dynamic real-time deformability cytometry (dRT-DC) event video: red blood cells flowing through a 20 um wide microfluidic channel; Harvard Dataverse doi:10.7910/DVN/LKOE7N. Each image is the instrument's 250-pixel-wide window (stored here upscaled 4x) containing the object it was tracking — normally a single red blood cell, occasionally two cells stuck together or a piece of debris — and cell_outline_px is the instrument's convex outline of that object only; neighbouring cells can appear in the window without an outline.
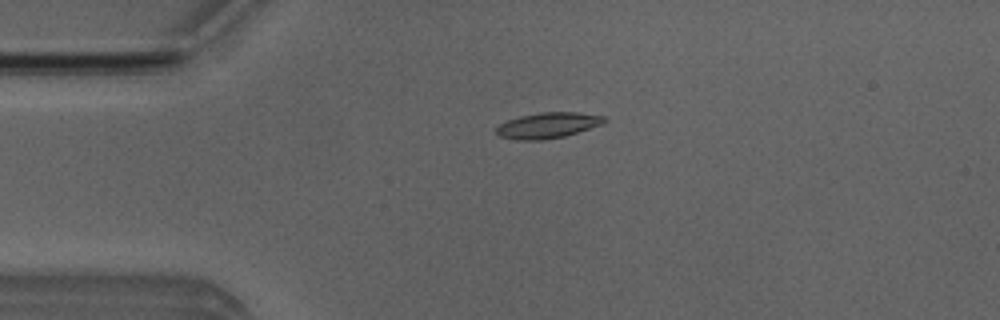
{"species": "Egyptian fruit bat (a non-hibernating species)", "species_latin": "Rousettus aegyptiacus", "temperature_condition": "room temperature", "stored_images_in_passage": 52, "camera_frame_rate_fps": 3000, "um_per_image_px": 0.085, "animal": {"sex": "male"}, "frame": {"image": 1, "passage_image": 12, "time_ms": 3.667, "image_size_px": [1000, 320], "cell_outline_px": [[608, 120], [604, 124], [564, 136], [544, 140], [516, 140], [500, 136], [496, 132], [496, 128], [500, 124], [508, 120], [520, 116], [540, 112], [576, 112], [604, 116]], "centroid_in_image_um": [46.59, 10.65], "position_along_channel_um": 38.4, "area_um2": 16.18}}
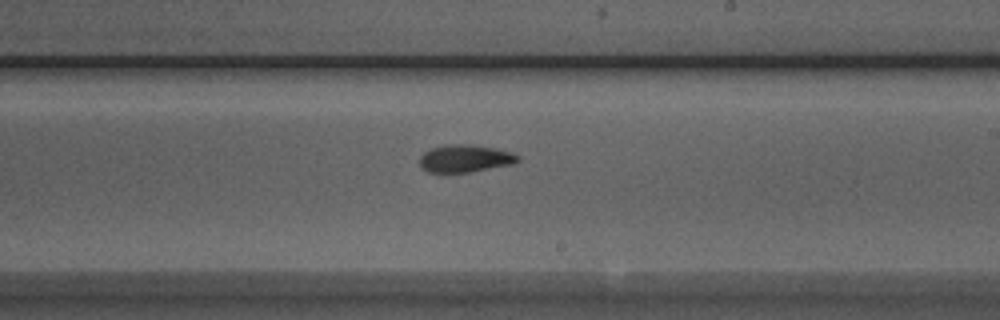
{"frame": {"image": 2, "passage_image": 30, "time_ms": 9.667, "image_size_px": [1000, 320], "cell_outline_px": [[520, 160], [512, 164], [468, 172], [428, 172], [420, 164], [420, 156], [424, 152], [432, 148], [448, 144], [472, 144], [496, 148], [520, 156]], "centroid_in_image_um": [39.53, 13.46], "position_along_channel_um": 249.5, "area_um2": 15.55}}
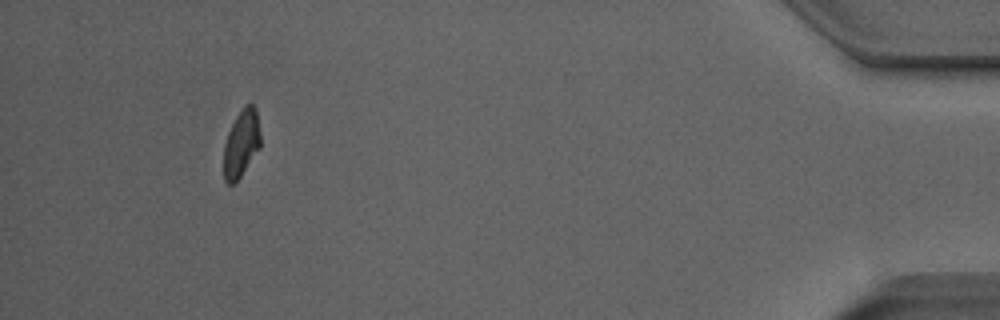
{"frame": {"image": 3, "passage_image": 48, "time_ms": 15.667, "image_size_px": [1000, 320], "cell_outline_px": [[260, 148], [240, 176], [232, 184], [228, 184], [224, 180], [224, 144], [228, 132], [236, 116], [244, 104], [252, 104], [256, 108], [260, 132]], "centroid_in_image_um": [20.51, 12.16], "position_along_channel_um": 414.7, "area_um2": 14.33}, "authors_computed_cell_mechanics": {"area_um2": 15.4904, "velocity_mm_per_s": 3.9749, "shape_relaxation_time_tau1_ms": 9.4054, "shape_relaxation_time_tau2_ms": 4.1118, "deformation_change_tau1": 0.2223, "deformation_change_tau2": 0.0967}}